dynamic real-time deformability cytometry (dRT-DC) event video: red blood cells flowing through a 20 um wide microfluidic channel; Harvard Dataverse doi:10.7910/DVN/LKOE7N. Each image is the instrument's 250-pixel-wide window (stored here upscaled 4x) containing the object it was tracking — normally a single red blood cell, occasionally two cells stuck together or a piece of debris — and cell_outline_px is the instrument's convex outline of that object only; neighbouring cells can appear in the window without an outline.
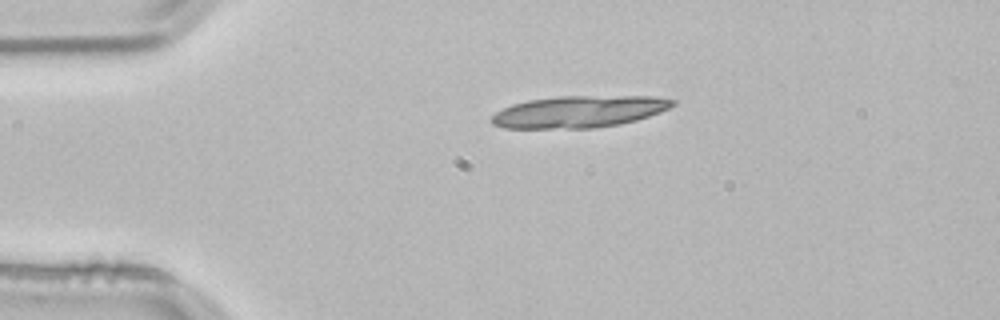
{"species": "common noctule bat (a hibernating species)", "species_latin": "Nyctalus noctula", "temperature_condition": "room temperature", "stored_images_in_passage": 7, "camera_frame_rate_fps": 3000, "um_per_image_px": 0.085, "animal": {"sex": "male", "body_mass_g": 21.5, "forearm_length_mm": 52.0}, "frame": {"image": 1, "passage_image": 1, "time_ms": 0.0, "image_size_px": [1000, 320], "cell_outline_px": [[676, 104], [660, 112], [636, 120], [620, 124], [592, 128], [504, 128], [492, 124], [492, 116], [496, 112], [512, 104], [528, 100], [556, 96], [656, 96], [676, 100]], "centroid_in_image_um": [49.24, 9.48], "position_along_channel_um": 35.8, "area_um2": 33.58}}